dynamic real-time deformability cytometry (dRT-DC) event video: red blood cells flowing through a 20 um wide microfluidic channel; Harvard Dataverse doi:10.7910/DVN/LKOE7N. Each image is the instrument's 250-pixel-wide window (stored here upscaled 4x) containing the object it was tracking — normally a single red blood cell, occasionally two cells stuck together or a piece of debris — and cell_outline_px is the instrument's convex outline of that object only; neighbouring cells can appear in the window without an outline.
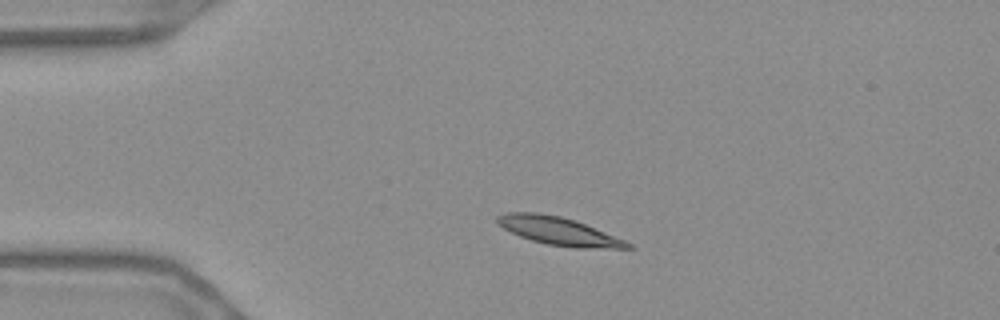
{"species": "Egyptian fruit bat (a non-hibernating species)", "species_latin": "Rousettus aegyptiacus", "temperature_condition": "warm", "stored_images_in_passage": 44, "camera_frame_rate_fps": 3000, "um_per_image_px": 0.085, "frame": {"image": 1, "passage_image": 1, "time_ms": 0.0, "image_size_px": [1000, 320], "cell_outline_px": [[636, 248], [572, 248], [548, 244], [532, 240], [520, 236], [496, 224], [496, 216], [504, 212], [540, 212], [560, 216], [576, 220], [624, 240], [632, 244]], "centroid_in_image_um": [47.46, 19.63], "position_along_channel_um": 37.5, "area_um2": 21.33}}
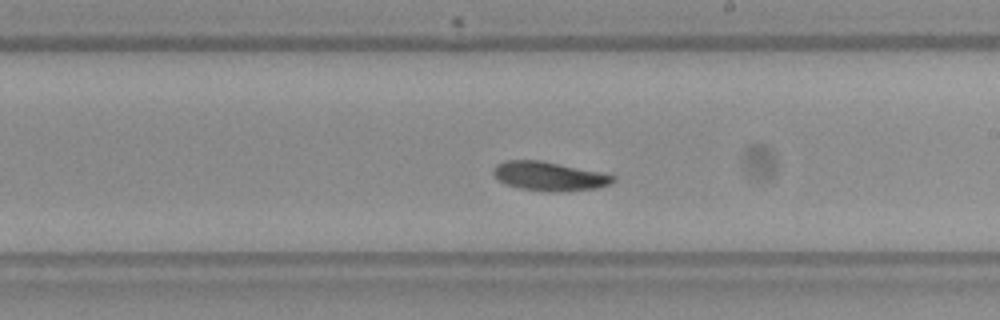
{"frame": {"image": 2, "passage_image": 21, "time_ms": 6.667, "image_size_px": [1000, 320], "cell_outline_px": [[616, 180], [612, 184], [596, 188], [548, 192], [520, 188], [504, 184], [492, 172], [492, 168], [496, 164], [504, 160], [540, 160], [600, 172], [616, 176]], "centroid_in_image_um": [46.67, 14.97], "position_along_channel_um": 242.3, "area_um2": 20.17}}
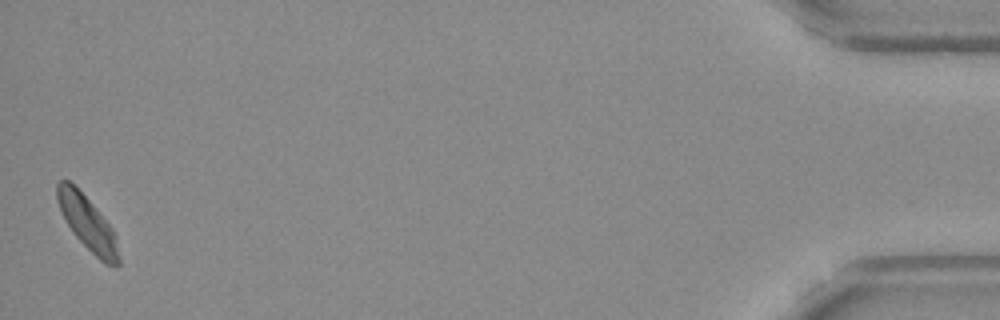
{"frame": {"image": 3, "passage_image": 44, "time_ms": 14.333, "image_size_px": [1000, 320], "cell_outline_px": [[120, 264], [116, 268], [104, 264], [72, 232], [56, 200], [56, 184], [60, 180], [68, 180], [100, 212], [112, 228], [116, 236], [120, 260]], "centroid_in_image_um": [7.47, 19.01], "position_along_channel_um": 427.7, "area_um2": 19.13}, "authors_computed_cell_mechanics": {"area_um2": 20.1144, "velocity_mm_per_s": 3.6209, "shape_relaxation_time_tau1_ms": 5.8411, "shape_relaxation_time_tau2_ms": 3.6683, "deformation_change_tau1": 0.1167, "deformation_change_tau2": 0.0755}}